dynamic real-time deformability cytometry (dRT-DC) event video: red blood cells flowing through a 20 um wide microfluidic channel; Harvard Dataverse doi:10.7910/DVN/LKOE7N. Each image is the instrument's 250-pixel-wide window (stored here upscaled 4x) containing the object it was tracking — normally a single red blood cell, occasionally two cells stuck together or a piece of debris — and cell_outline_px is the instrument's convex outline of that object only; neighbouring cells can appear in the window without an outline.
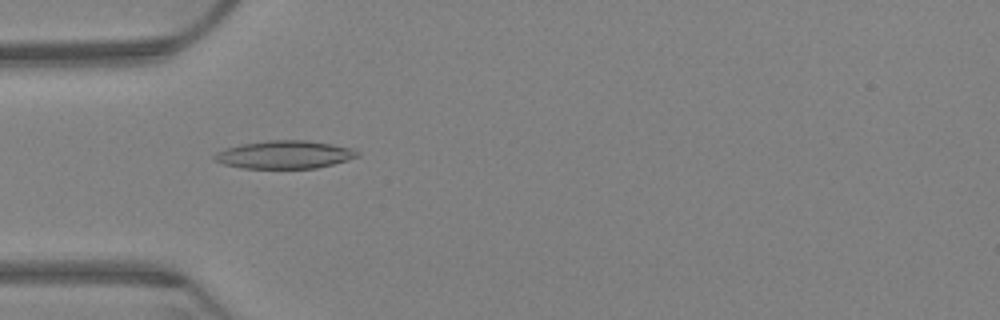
{"species": "Egyptian fruit bat (a non-hibernating species)", "species_latin": "Rousettus aegyptiacus", "temperature_condition": "warm", "stored_images_in_passage": 52, "camera_frame_rate_fps": 3000, "um_per_image_px": 0.085, "animal": {"sex": "female"}, "frame": {"image": 1, "passage_image": 8, "time_ms": 2.333, "image_size_px": [1000, 320], "cell_outline_px": [[360, 156], [348, 160], [316, 168], [244, 168], [224, 164], [216, 160], [212, 156], [216, 152], [224, 148], [240, 144], [268, 140], [308, 140], [332, 144], [352, 148], [360, 152]], "centroid_in_image_um": [24.2, 13.13], "position_along_channel_um": 60.8, "area_um2": 23.35}}
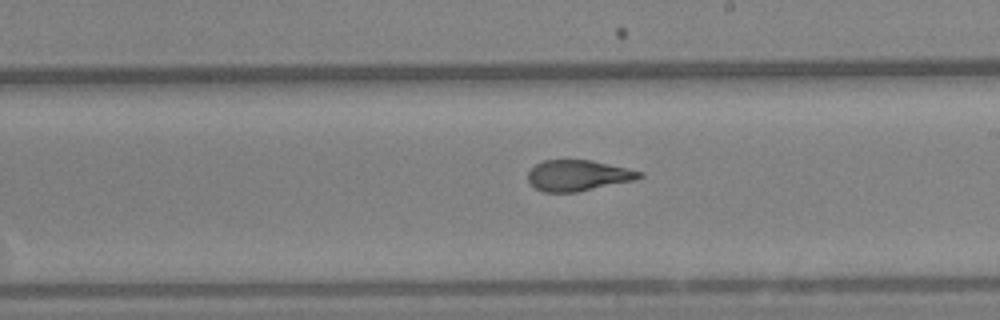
{"frame": {"image": 2, "passage_image": 25, "time_ms": 8.0, "image_size_px": [1000, 320], "cell_outline_px": [[644, 176], [636, 180], [576, 192], [544, 192], [536, 188], [528, 180], [528, 172], [536, 164], [544, 160], [592, 160], [628, 168], [644, 172]], "centroid_in_image_um": [49.17, 14.91], "position_along_channel_um": 239.8, "area_um2": 20.06}}
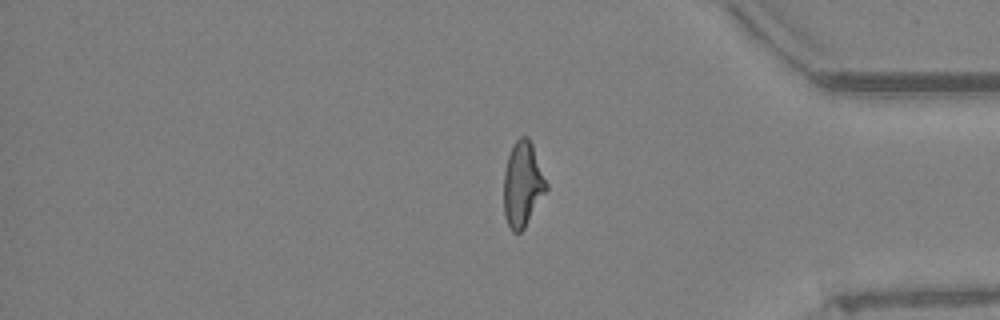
{"frame": {"image": 3, "passage_image": 41, "time_ms": 13.333, "image_size_px": [1000, 320], "cell_outline_px": [[548, 188], [524, 228], [520, 232], [512, 232], [504, 216], [504, 172], [508, 156], [512, 144], [520, 136], [528, 136], [532, 144], [548, 184]], "centroid_in_image_um": [44.42, 15.64], "position_along_channel_um": 390.8, "area_um2": 21.04}, "authors_computed_cell_mechanics": {"area_um2": 21.0392, "velocity_mm_per_s": 3.2114, "shape_relaxation_time_tau1_ms": 8.9061, "shape_relaxation_time_tau2_ms": 1.8538, "deformation_change_tau1": 0.258, "deformation_change_tau2": 0.0869}}